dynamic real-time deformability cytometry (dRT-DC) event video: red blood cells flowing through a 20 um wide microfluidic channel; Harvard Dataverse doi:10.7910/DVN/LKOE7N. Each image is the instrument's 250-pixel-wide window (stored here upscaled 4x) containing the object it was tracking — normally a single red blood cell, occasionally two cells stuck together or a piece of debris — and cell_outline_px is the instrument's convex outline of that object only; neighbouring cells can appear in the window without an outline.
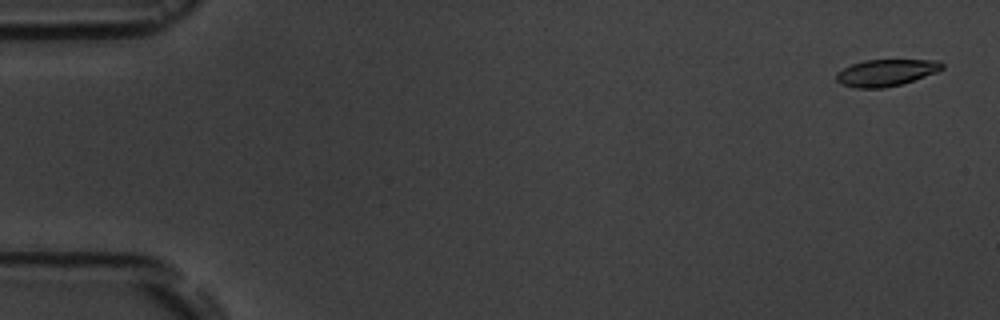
{"species": "common noctule bat (a hibernating species)", "species_latin": "Nyctalus noctula", "temperature_condition": "room temperature", "stored_images_in_passage": 6, "camera_frame_rate_fps": 3000, "um_per_image_px": 0.085, "animal": {"sex": "male", "body_mass_g": 19.5, "forearm_length_mm": 54.6}, "frame": {"image": 1, "passage_image": 1, "time_ms": 0.0, "image_size_px": [1000, 320], "cell_outline_px": [[944, 68], [936, 72], [900, 84], [884, 88], [856, 88], [840, 84], [836, 80], [836, 72], [852, 64], [864, 60], [940, 60], [944, 64]], "centroid_in_image_um": [75.29, 6.17], "position_along_channel_um": 9.7, "area_um2": 16.42}}
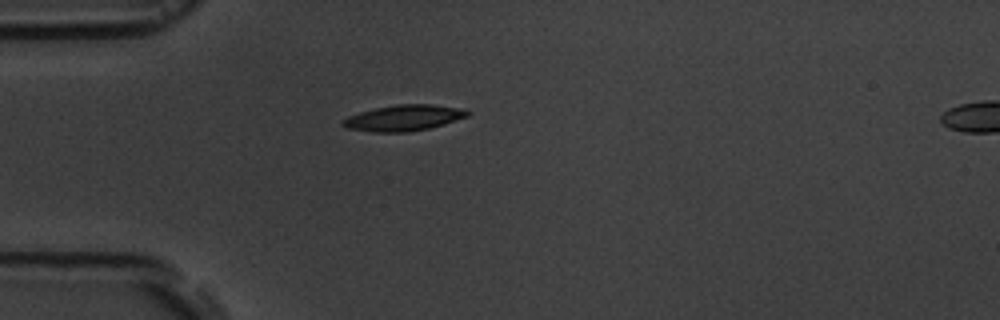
{"frame": {"image": 2, "passage_image": 5, "time_ms": 4.667, "image_size_px": [1000, 320], "cell_outline_px": [[472, 112], [468, 116], [444, 124], [428, 128], [408, 132], [372, 132], [344, 128], [340, 124], [348, 116], [360, 112], [376, 108], [396, 104], [432, 104], [460, 108]], "centroid_in_image_um": [34.3, 10.02], "position_along_channel_um": 50.7, "area_um2": 18.84}}